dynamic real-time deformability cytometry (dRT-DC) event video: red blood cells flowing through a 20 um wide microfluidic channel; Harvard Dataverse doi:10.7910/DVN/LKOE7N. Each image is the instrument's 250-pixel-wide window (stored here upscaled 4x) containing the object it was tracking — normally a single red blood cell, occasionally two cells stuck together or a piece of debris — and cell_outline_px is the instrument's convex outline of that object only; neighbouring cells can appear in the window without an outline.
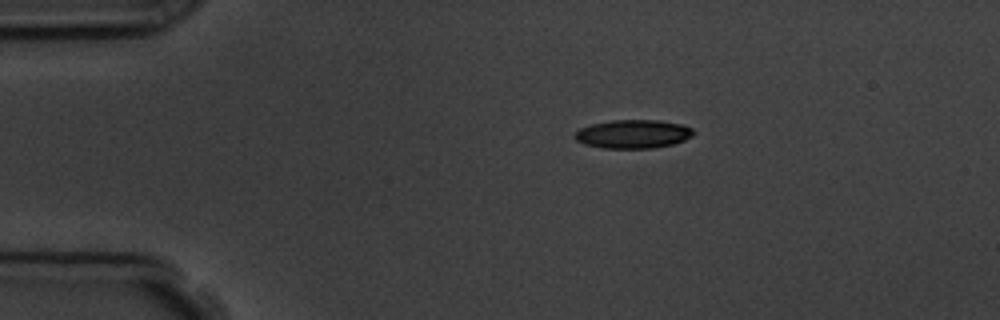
{"species": "common noctule bat (a hibernating species)", "species_latin": "Nyctalus noctula", "temperature_condition": "room temperature", "stored_images_in_passage": 2, "camera_frame_rate_fps": 3000, "um_per_image_px": 0.085, "animal": {"sex": "male", "body_mass_g": 19.5, "forearm_length_mm": 54.6}, "frame": {"image": 1, "passage_image": 1, "time_ms": 0.0, "image_size_px": [1000, 320], "cell_outline_px": [[696, 132], [692, 136], [684, 140], [672, 144], [652, 148], [604, 148], [584, 144], [576, 140], [572, 136], [580, 128], [592, 124], [612, 120], [660, 120], [684, 124], [692, 128]], "centroid_in_image_um": [53.83, 11.38], "position_along_channel_um": 31.2, "area_um2": 19.88}}